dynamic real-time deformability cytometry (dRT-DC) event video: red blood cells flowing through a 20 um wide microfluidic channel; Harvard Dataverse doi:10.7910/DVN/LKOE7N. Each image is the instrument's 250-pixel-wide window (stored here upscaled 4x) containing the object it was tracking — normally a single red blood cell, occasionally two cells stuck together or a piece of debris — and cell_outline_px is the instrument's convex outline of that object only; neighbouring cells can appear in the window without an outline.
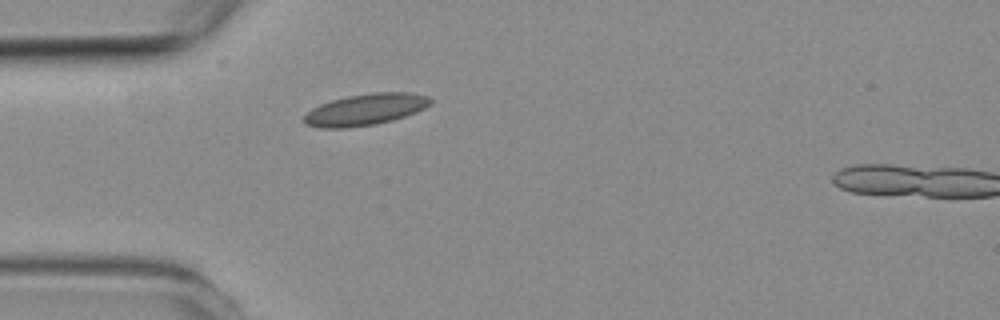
{"species": "common noctule bat (a hibernating species)", "species_latin": "Nyctalus noctula", "temperature_condition": "room temperature", "stored_images_in_passage": 2, "camera_frame_rate_fps": 3000, "um_per_image_px": 0.085, "animal": {"sex": "female", "body_mass_g": 19.3, "forearm_length_mm": 54.1}, "frame": {"image": 1, "passage_image": 1, "time_ms": 0.0, "image_size_px": [1000, 320], "cell_outline_px": [[432, 104], [416, 112], [392, 120], [376, 124], [348, 128], [320, 128], [304, 124], [304, 116], [312, 108], [320, 104], [332, 100], [348, 96], [372, 92], [412, 92], [428, 96], [432, 100]], "centroid_in_image_um": [31.07, 9.31], "position_along_channel_um": 53.9, "area_um2": 23.29}}